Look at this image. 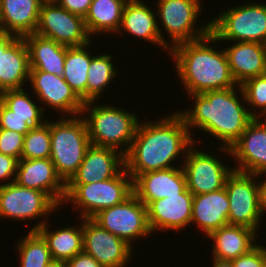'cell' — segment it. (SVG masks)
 <instances>
[{"label":"cell","instance_id":"cell-22","mask_svg":"<svg viewBox=\"0 0 266 267\" xmlns=\"http://www.w3.org/2000/svg\"><path fill=\"white\" fill-rule=\"evenodd\" d=\"M150 8L151 6L142 0L127 2L118 34H121V31L128 32L133 37L157 44L160 48L165 49L164 51L167 49V52L170 53L169 43L162 34L160 23L157 22V13Z\"/></svg>","mask_w":266,"mask_h":267},{"label":"cell","instance_id":"cell-47","mask_svg":"<svg viewBox=\"0 0 266 267\" xmlns=\"http://www.w3.org/2000/svg\"><path fill=\"white\" fill-rule=\"evenodd\" d=\"M126 3L127 2H134V1H138V0H124Z\"/></svg>","mask_w":266,"mask_h":267},{"label":"cell","instance_id":"cell-1","mask_svg":"<svg viewBox=\"0 0 266 267\" xmlns=\"http://www.w3.org/2000/svg\"><path fill=\"white\" fill-rule=\"evenodd\" d=\"M140 122L124 155L125 170L132 179L148 171L178 167L174 166L175 159L180 156L184 160L189 148L197 142L178 111L155 122L148 119Z\"/></svg>","mask_w":266,"mask_h":267},{"label":"cell","instance_id":"cell-21","mask_svg":"<svg viewBox=\"0 0 266 267\" xmlns=\"http://www.w3.org/2000/svg\"><path fill=\"white\" fill-rule=\"evenodd\" d=\"M187 188L182 166L148 171L133 179V194L147 206L150 202L179 195Z\"/></svg>","mask_w":266,"mask_h":267},{"label":"cell","instance_id":"cell-11","mask_svg":"<svg viewBox=\"0 0 266 267\" xmlns=\"http://www.w3.org/2000/svg\"><path fill=\"white\" fill-rule=\"evenodd\" d=\"M34 33L50 37L66 47L83 46L91 42L84 18L70 13L54 0H44Z\"/></svg>","mask_w":266,"mask_h":267},{"label":"cell","instance_id":"cell-7","mask_svg":"<svg viewBox=\"0 0 266 267\" xmlns=\"http://www.w3.org/2000/svg\"><path fill=\"white\" fill-rule=\"evenodd\" d=\"M211 20L217 42H255L266 45V3H248L222 10Z\"/></svg>","mask_w":266,"mask_h":267},{"label":"cell","instance_id":"cell-4","mask_svg":"<svg viewBox=\"0 0 266 267\" xmlns=\"http://www.w3.org/2000/svg\"><path fill=\"white\" fill-rule=\"evenodd\" d=\"M95 102H85L80 114L86 122L90 144L114 148L125 155L133 142L139 117L127 109Z\"/></svg>","mask_w":266,"mask_h":267},{"label":"cell","instance_id":"cell-44","mask_svg":"<svg viewBox=\"0 0 266 267\" xmlns=\"http://www.w3.org/2000/svg\"><path fill=\"white\" fill-rule=\"evenodd\" d=\"M45 267H62V261L52 260Z\"/></svg>","mask_w":266,"mask_h":267},{"label":"cell","instance_id":"cell-9","mask_svg":"<svg viewBox=\"0 0 266 267\" xmlns=\"http://www.w3.org/2000/svg\"><path fill=\"white\" fill-rule=\"evenodd\" d=\"M256 178L255 174L233 170L226 179L225 188L229 200V224L249 227L257 232L263 218Z\"/></svg>","mask_w":266,"mask_h":267},{"label":"cell","instance_id":"cell-20","mask_svg":"<svg viewBox=\"0 0 266 267\" xmlns=\"http://www.w3.org/2000/svg\"><path fill=\"white\" fill-rule=\"evenodd\" d=\"M125 168L124 154L110 147L90 145L77 172L66 184H88L116 177Z\"/></svg>","mask_w":266,"mask_h":267},{"label":"cell","instance_id":"cell-10","mask_svg":"<svg viewBox=\"0 0 266 267\" xmlns=\"http://www.w3.org/2000/svg\"><path fill=\"white\" fill-rule=\"evenodd\" d=\"M92 219L132 248V242L136 239H144L152 234L147 219V208L134 194L118 205L101 210Z\"/></svg>","mask_w":266,"mask_h":267},{"label":"cell","instance_id":"cell-19","mask_svg":"<svg viewBox=\"0 0 266 267\" xmlns=\"http://www.w3.org/2000/svg\"><path fill=\"white\" fill-rule=\"evenodd\" d=\"M193 197L194 195L186 188L179 195L150 202L146 208L151 232L155 233L158 230L179 232L186 229L191 224Z\"/></svg>","mask_w":266,"mask_h":267},{"label":"cell","instance_id":"cell-41","mask_svg":"<svg viewBox=\"0 0 266 267\" xmlns=\"http://www.w3.org/2000/svg\"><path fill=\"white\" fill-rule=\"evenodd\" d=\"M71 267H103L92 256L82 251L67 261Z\"/></svg>","mask_w":266,"mask_h":267},{"label":"cell","instance_id":"cell-12","mask_svg":"<svg viewBox=\"0 0 266 267\" xmlns=\"http://www.w3.org/2000/svg\"><path fill=\"white\" fill-rule=\"evenodd\" d=\"M194 143L187 151L182 168L186 177L187 189L193 195L218 191L225 187L229 174L234 170L227 167L215 155L199 151Z\"/></svg>","mask_w":266,"mask_h":267},{"label":"cell","instance_id":"cell-2","mask_svg":"<svg viewBox=\"0 0 266 267\" xmlns=\"http://www.w3.org/2000/svg\"><path fill=\"white\" fill-rule=\"evenodd\" d=\"M238 89L240 97H238ZM193 107L178 113L183 117L188 130H203L219 140L220 150L231 157L230 147L240 138L249 122L253 119L245 102L243 91L239 86L224 90L206 91L189 95ZM241 101V102H240ZM191 129V130H190Z\"/></svg>","mask_w":266,"mask_h":267},{"label":"cell","instance_id":"cell-13","mask_svg":"<svg viewBox=\"0 0 266 267\" xmlns=\"http://www.w3.org/2000/svg\"><path fill=\"white\" fill-rule=\"evenodd\" d=\"M57 208L59 206L43 191L22 187L15 182L0 186L1 219L7 217L21 222L41 219L56 213Z\"/></svg>","mask_w":266,"mask_h":267},{"label":"cell","instance_id":"cell-38","mask_svg":"<svg viewBox=\"0 0 266 267\" xmlns=\"http://www.w3.org/2000/svg\"><path fill=\"white\" fill-rule=\"evenodd\" d=\"M231 262L233 267H266V247L258 244Z\"/></svg>","mask_w":266,"mask_h":267},{"label":"cell","instance_id":"cell-23","mask_svg":"<svg viewBox=\"0 0 266 267\" xmlns=\"http://www.w3.org/2000/svg\"><path fill=\"white\" fill-rule=\"evenodd\" d=\"M229 200L226 188L194 195L191 224H196L207 235L229 224Z\"/></svg>","mask_w":266,"mask_h":267},{"label":"cell","instance_id":"cell-27","mask_svg":"<svg viewBox=\"0 0 266 267\" xmlns=\"http://www.w3.org/2000/svg\"><path fill=\"white\" fill-rule=\"evenodd\" d=\"M29 52L30 71H43L62 76L67 47L37 33L23 37Z\"/></svg>","mask_w":266,"mask_h":267},{"label":"cell","instance_id":"cell-32","mask_svg":"<svg viewBox=\"0 0 266 267\" xmlns=\"http://www.w3.org/2000/svg\"><path fill=\"white\" fill-rule=\"evenodd\" d=\"M16 245L20 267H45L53 260L46 241L37 231H29Z\"/></svg>","mask_w":266,"mask_h":267},{"label":"cell","instance_id":"cell-3","mask_svg":"<svg viewBox=\"0 0 266 267\" xmlns=\"http://www.w3.org/2000/svg\"><path fill=\"white\" fill-rule=\"evenodd\" d=\"M217 43L210 32L207 36L183 42L170 50L174 67L188 95L224 90L239 86L234 80L224 49L209 46Z\"/></svg>","mask_w":266,"mask_h":267},{"label":"cell","instance_id":"cell-15","mask_svg":"<svg viewBox=\"0 0 266 267\" xmlns=\"http://www.w3.org/2000/svg\"><path fill=\"white\" fill-rule=\"evenodd\" d=\"M29 83L32 94L36 96L35 102H40L64 116H77L81 114L84 101L67 84L62 76L43 71H30ZM64 112V113H63Z\"/></svg>","mask_w":266,"mask_h":267},{"label":"cell","instance_id":"cell-8","mask_svg":"<svg viewBox=\"0 0 266 267\" xmlns=\"http://www.w3.org/2000/svg\"><path fill=\"white\" fill-rule=\"evenodd\" d=\"M202 0H157V22L164 26L169 40V49L174 46L201 39L211 32V21L197 27L201 15ZM159 16V17H158ZM201 26V27H200ZM196 27V28H195Z\"/></svg>","mask_w":266,"mask_h":267},{"label":"cell","instance_id":"cell-43","mask_svg":"<svg viewBox=\"0 0 266 267\" xmlns=\"http://www.w3.org/2000/svg\"><path fill=\"white\" fill-rule=\"evenodd\" d=\"M212 259V267H233L232 262L229 260Z\"/></svg>","mask_w":266,"mask_h":267},{"label":"cell","instance_id":"cell-6","mask_svg":"<svg viewBox=\"0 0 266 267\" xmlns=\"http://www.w3.org/2000/svg\"><path fill=\"white\" fill-rule=\"evenodd\" d=\"M133 194V179L125 168L113 178L88 184H66L64 204L80 209L82 218H93L101 210L124 202Z\"/></svg>","mask_w":266,"mask_h":267},{"label":"cell","instance_id":"cell-29","mask_svg":"<svg viewBox=\"0 0 266 267\" xmlns=\"http://www.w3.org/2000/svg\"><path fill=\"white\" fill-rule=\"evenodd\" d=\"M124 0H92L84 22L90 37L95 34H117L122 24ZM117 32V33H115Z\"/></svg>","mask_w":266,"mask_h":267},{"label":"cell","instance_id":"cell-40","mask_svg":"<svg viewBox=\"0 0 266 267\" xmlns=\"http://www.w3.org/2000/svg\"><path fill=\"white\" fill-rule=\"evenodd\" d=\"M64 9L68 10L70 13L78 15L82 18L87 14L92 0H54Z\"/></svg>","mask_w":266,"mask_h":267},{"label":"cell","instance_id":"cell-42","mask_svg":"<svg viewBox=\"0 0 266 267\" xmlns=\"http://www.w3.org/2000/svg\"><path fill=\"white\" fill-rule=\"evenodd\" d=\"M264 175L266 177V172L258 174L256 180H259L261 176L264 177ZM258 190H259V207L261 215L263 217L264 213H266V178L261 183L258 181Z\"/></svg>","mask_w":266,"mask_h":267},{"label":"cell","instance_id":"cell-34","mask_svg":"<svg viewBox=\"0 0 266 267\" xmlns=\"http://www.w3.org/2000/svg\"><path fill=\"white\" fill-rule=\"evenodd\" d=\"M51 156V134L50 125L45 122L43 125L33 127L24 135L23 159H43Z\"/></svg>","mask_w":266,"mask_h":267},{"label":"cell","instance_id":"cell-35","mask_svg":"<svg viewBox=\"0 0 266 267\" xmlns=\"http://www.w3.org/2000/svg\"><path fill=\"white\" fill-rule=\"evenodd\" d=\"M240 87L243 91L245 102L248 103V106H251L250 108H254L249 112L250 115L253 118H259L266 110V74L249 78Z\"/></svg>","mask_w":266,"mask_h":267},{"label":"cell","instance_id":"cell-25","mask_svg":"<svg viewBox=\"0 0 266 267\" xmlns=\"http://www.w3.org/2000/svg\"><path fill=\"white\" fill-rule=\"evenodd\" d=\"M44 0H0L2 33L24 37L33 34L38 25Z\"/></svg>","mask_w":266,"mask_h":267},{"label":"cell","instance_id":"cell-17","mask_svg":"<svg viewBox=\"0 0 266 267\" xmlns=\"http://www.w3.org/2000/svg\"><path fill=\"white\" fill-rule=\"evenodd\" d=\"M15 183L45 192L59 207L64 203L66 183L50 158L18 160Z\"/></svg>","mask_w":266,"mask_h":267},{"label":"cell","instance_id":"cell-16","mask_svg":"<svg viewBox=\"0 0 266 267\" xmlns=\"http://www.w3.org/2000/svg\"><path fill=\"white\" fill-rule=\"evenodd\" d=\"M29 52L23 37L0 35V93L22 89L29 82Z\"/></svg>","mask_w":266,"mask_h":267},{"label":"cell","instance_id":"cell-33","mask_svg":"<svg viewBox=\"0 0 266 267\" xmlns=\"http://www.w3.org/2000/svg\"><path fill=\"white\" fill-rule=\"evenodd\" d=\"M28 91L24 89L7 90L0 93V101L9 109V115L19 117H43L45 108L38 106Z\"/></svg>","mask_w":266,"mask_h":267},{"label":"cell","instance_id":"cell-45","mask_svg":"<svg viewBox=\"0 0 266 267\" xmlns=\"http://www.w3.org/2000/svg\"><path fill=\"white\" fill-rule=\"evenodd\" d=\"M259 118H261L260 120L264 119V122H266V110Z\"/></svg>","mask_w":266,"mask_h":267},{"label":"cell","instance_id":"cell-24","mask_svg":"<svg viewBox=\"0 0 266 267\" xmlns=\"http://www.w3.org/2000/svg\"><path fill=\"white\" fill-rule=\"evenodd\" d=\"M224 49L232 76L238 85L266 74V45L255 42H233Z\"/></svg>","mask_w":266,"mask_h":267},{"label":"cell","instance_id":"cell-37","mask_svg":"<svg viewBox=\"0 0 266 267\" xmlns=\"http://www.w3.org/2000/svg\"><path fill=\"white\" fill-rule=\"evenodd\" d=\"M24 134L0 128V153L21 159Z\"/></svg>","mask_w":266,"mask_h":267},{"label":"cell","instance_id":"cell-46","mask_svg":"<svg viewBox=\"0 0 266 267\" xmlns=\"http://www.w3.org/2000/svg\"><path fill=\"white\" fill-rule=\"evenodd\" d=\"M62 267H71L67 262L62 261Z\"/></svg>","mask_w":266,"mask_h":267},{"label":"cell","instance_id":"cell-18","mask_svg":"<svg viewBox=\"0 0 266 267\" xmlns=\"http://www.w3.org/2000/svg\"><path fill=\"white\" fill-rule=\"evenodd\" d=\"M234 170L255 175L266 172V122L253 118L240 138L230 147Z\"/></svg>","mask_w":266,"mask_h":267},{"label":"cell","instance_id":"cell-30","mask_svg":"<svg viewBox=\"0 0 266 267\" xmlns=\"http://www.w3.org/2000/svg\"><path fill=\"white\" fill-rule=\"evenodd\" d=\"M91 42L78 47H67L62 77L75 93L86 102L88 68L94 55L90 51ZM89 49V50H88Z\"/></svg>","mask_w":266,"mask_h":267},{"label":"cell","instance_id":"cell-31","mask_svg":"<svg viewBox=\"0 0 266 267\" xmlns=\"http://www.w3.org/2000/svg\"><path fill=\"white\" fill-rule=\"evenodd\" d=\"M113 64L111 54L102 53L92 57L88 68L86 102L100 100L106 87L116 78L118 72Z\"/></svg>","mask_w":266,"mask_h":267},{"label":"cell","instance_id":"cell-28","mask_svg":"<svg viewBox=\"0 0 266 267\" xmlns=\"http://www.w3.org/2000/svg\"><path fill=\"white\" fill-rule=\"evenodd\" d=\"M47 220H39L30 231H37L44 238L53 260L67 262L83 251V218L78 228L72 225L61 227L56 231L49 230Z\"/></svg>","mask_w":266,"mask_h":267},{"label":"cell","instance_id":"cell-26","mask_svg":"<svg viewBox=\"0 0 266 267\" xmlns=\"http://www.w3.org/2000/svg\"><path fill=\"white\" fill-rule=\"evenodd\" d=\"M257 232L249 227L226 225L213 231L208 238L213 240L212 258L233 260L246 254L257 244Z\"/></svg>","mask_w":266,"mask_h":267},{"label":"cell","instance_id":"cell-14","mask_svg":"<svg viewBox=\"0 0 266 267\" xmlns=\"http://www.w3.org/2000/svg\"><path fill=\"white\" fill-rule=\"evenodd\" d=\"M132 247L120 237L108 232L92 218H83V251L103 267H126L132 257Z\"/></svg>","mask_w":266,"mask_h":267},{"label":"cell","instance_id":"cell-39","mask_svg":"<svg viewBox=\"0 0 266 267\" xmlns=\"http://www.w3.org/2000/svg\"><path fill=\"white\" fill-rule=\"evenodd\" d=\"M17 165L18 160L16 158L0 153V180H2V182L3 180L9 181L4 184H1L0 181V186L15 181Z\"/></svg>","mask_w":266,"mask_h":267},{"label":"cell","instance_id":"cell-5","mask_svg":"<svg viewBox=\"0 0 266 267\" xmlns=\"http://www.w3.org/2000/svg\"><path fill=\"white\" fill-rule=\"evenodd\" d=\"M50 125L51 156L58 175L67 183L77 172L86 150L91 145L86 122L82 115L59 120L46 119Z\"/></svg>","mask_w":266,"mask_h":267},{"label":"cell","instance_id":"cell-36","mask_svg":"<svg viewBox=\"0 0 266 267\" xmlns=\"http://www.w3.org/2000/svg\"><path fill=\"white\" fill-rule=\"evenodd\" d=\"M44 118L9 115V109L0 101V128L2 129L26 135L33 127L43 125L46 122Z\"/></svg>","mask_w":266,"mask_h":267}]
</instances>
